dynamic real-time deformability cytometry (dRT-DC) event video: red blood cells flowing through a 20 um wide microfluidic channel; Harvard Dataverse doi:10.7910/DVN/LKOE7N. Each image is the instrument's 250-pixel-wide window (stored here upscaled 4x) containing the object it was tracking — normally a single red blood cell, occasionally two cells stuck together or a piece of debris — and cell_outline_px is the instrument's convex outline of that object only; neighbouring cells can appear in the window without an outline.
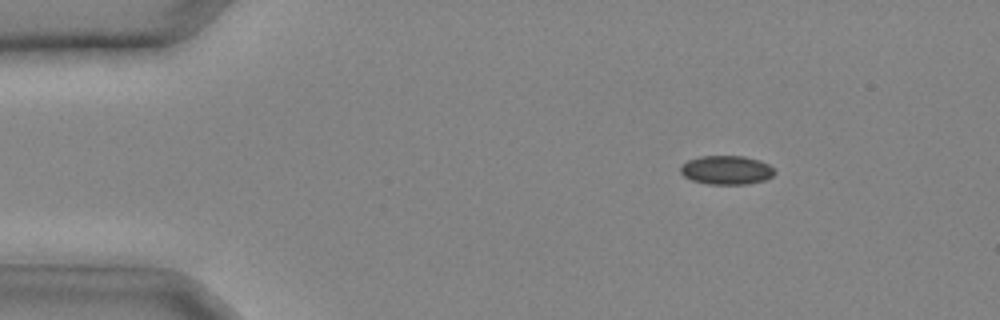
{"species": "common noctule bat (a hibernating species)", "species_latin": "Nyctalus noctula", "temperature_condition": "cold", "stored_images_in_passage": 31, "camera_frame_rate_fps": 3000, "um_per_image_px": 0.085, "animal": {"sex": "male", "body_mass_g": 20.4}, "frame": {"image": 1, "passage_image": 4, "time_ms": 1.0, "image_size_px": [1000, 320], "cell_outline_px": [[776, 172], [772, 176], [764, 180], [748, 184], [708, 184], [692, 180], [684, 176], [680, 172], [680, 164], [688, 160], [700, 156], [744, 156], [760, 160], [768, 164]], "centroid_in_image_um": [61.73, 14.45], "position_along_channel_um": 23.3, "area_um2": 15.9}}
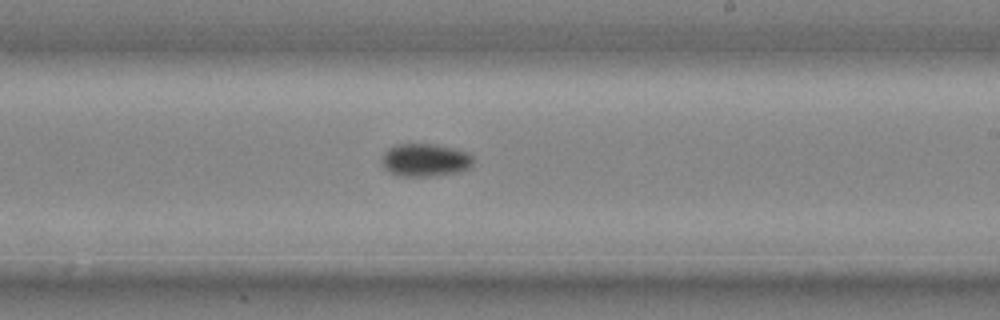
{"frame": {"image": 2, "passage_image": 19, "time_ms": 6.0, "image_size_px": [1000, 320], "cell_outline_px": [[472, 168], [456, 172], [428, 176], [400, 176], [384, 168], [384, 152], [388, 148], [396, 144], [436, 144], [468, 152], [472, 156]], "centroid_in_image_um": [36.17, 13.59], "position_along_channel_um": 252.8, "area_um2": 17.28}}
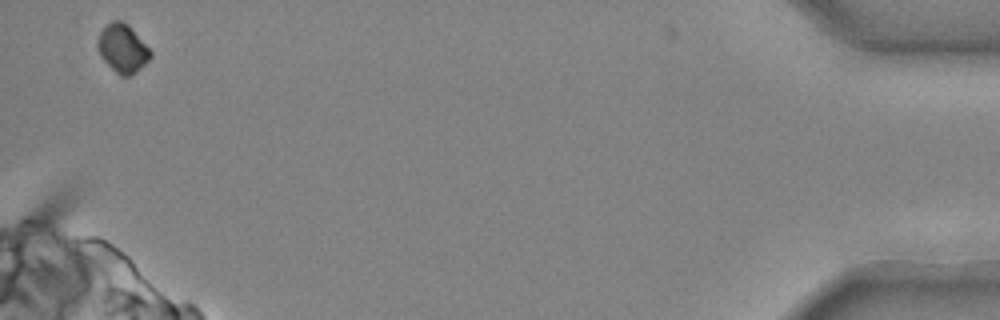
{"frame": {"image": 3, "passage_image": 31, "time_ms": 10.0, "image_size_px": [1000, 320], "cell_outline_px": [[152, 56], [140, 68], [128, 76], [120, 76], [100, 56], [96, 48], [96, 44], [100, 32], [112, 20], [120, 20], [128, 24], [132, 28], [152, 52]], "centroid_in_image_um": [10.4, 4.09], "position_along_channel_um": 424.8, "area_um2": 14.74}}